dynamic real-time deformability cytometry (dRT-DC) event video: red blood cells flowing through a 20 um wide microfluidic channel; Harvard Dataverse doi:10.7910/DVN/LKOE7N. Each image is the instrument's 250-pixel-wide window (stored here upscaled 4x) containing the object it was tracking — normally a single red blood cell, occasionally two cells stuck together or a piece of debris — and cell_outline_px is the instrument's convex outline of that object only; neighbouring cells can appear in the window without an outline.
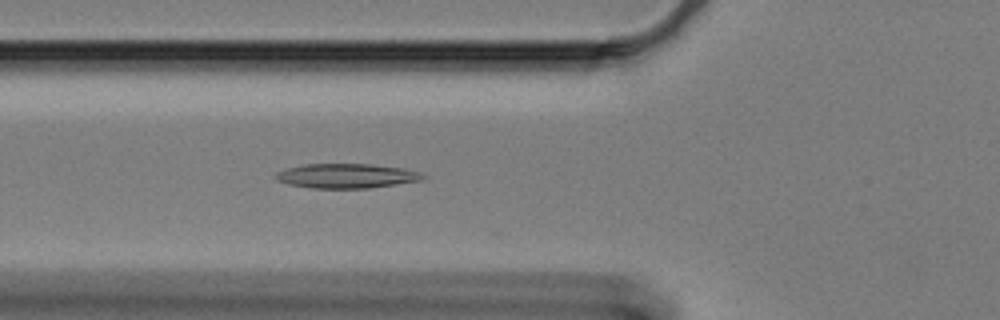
{"species": "Egyptian fruit bat (a non-hibernating species)", "species_latin": "Rousettus aegyptiacus", "temperature_condition": "cold", "stored_images_in_passage": 54, "camera_frame_rate_fps": 3000, "um_per_image_px": 0.085, "animal": {"sex": "female"}, "frame": {"image": 1, "passage_image": 21, "time_ms": 6.667, "image_size_px": [1000, 320], "cell_outline_px": [[428, 176], [420, 180], [368, 188], [312, 188], [288, 184], [276, 180], [272, 176], [276, 172], [288, 168], [304, 164], [372, 164], [404, 168], [420, 172]], "centroid_in_image_um": [29.42, 14.94], "position_along_channel_um": 96.4, "area_um2": 21.04}}
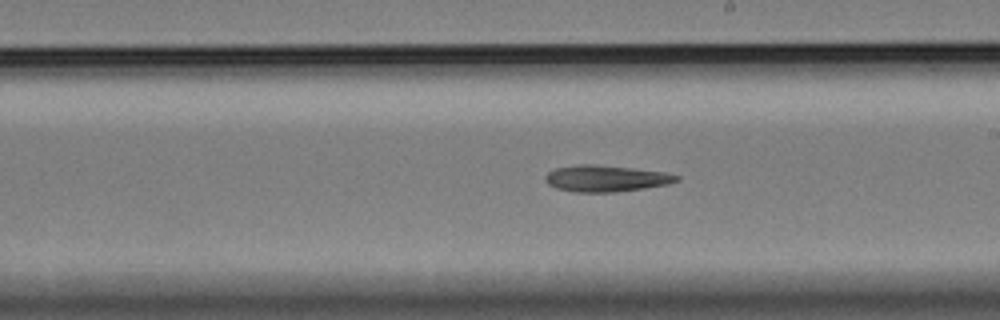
{"frame": {"image": 2, "passage_image": 34, "time_ms": 11.0, "image_size_px": [1000, 320], "cell_outline_px": [[680, 180], [668, 184], [644, 188], [616, 192], [576, 192], [556, 188], [548, 184], [544, 180], [544, 176], [548, 172], [556, 168], [580, 164], [596, 164], [632, 168], [664, 172], [680, 176]], "centroid_in_image_um": [51.49, 15.17], "position_along_channel_um": 237.5, "area_um2": 20.23}}
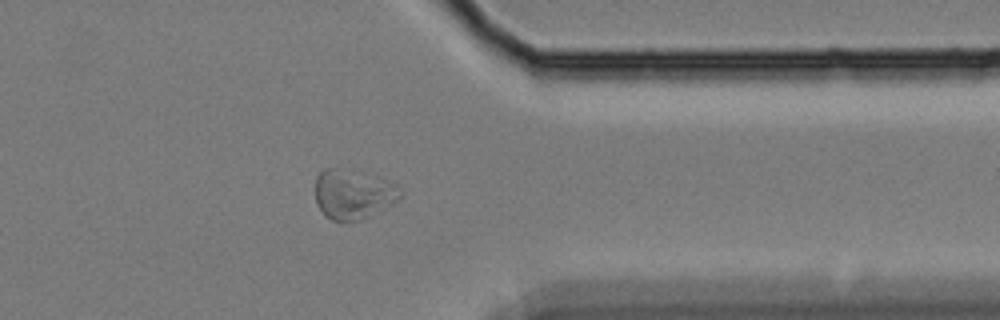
{"frame": {"image": 3, "passage_image": 48, "time_ms": 15.667, "image_size_px": [1000, 320], "cell_outline_px": [[400, 196], [396, 200], [360, 220], [332, 220], [324, 216], [316, 204], [316, 176], [324, 168], [356, 168], [380, 176], [396, 184], [400, 188]], "centroid_in_image_um": [29.98, 16.43], "position_along_channel_um": 381.4, "area_um2": 24.8}}